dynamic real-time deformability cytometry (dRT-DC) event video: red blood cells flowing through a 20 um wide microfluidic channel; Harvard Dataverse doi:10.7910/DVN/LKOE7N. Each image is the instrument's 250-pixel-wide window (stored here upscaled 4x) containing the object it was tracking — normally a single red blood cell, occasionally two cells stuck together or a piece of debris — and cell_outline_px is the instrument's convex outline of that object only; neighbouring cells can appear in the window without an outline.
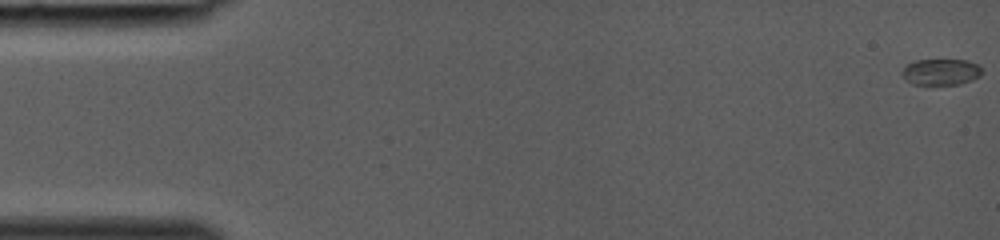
{"species": "common noctule bat (a hibernating species)", "species_latin": "Nyctalus noctula", "temperature_condition": "room temperature", "stored_images_in_passage": 40, "camera_frame_rate_fps": 3000, "um_per_image_px": 0.085, "animal": {"sex": "female", "body_mass_g": 19.0, "forearm_length_mm": 53.3}, "frame": {"image": 1, "passage_image": 1, "time_ms": 0.0, "image_size_px": [1000, 240], "cell_outline_px": [[980, 76], [972, 80], [960, 84], [928, 88], [912, 84], [904, 80], [900, 72], [908, 64], [916, 60], [968, 60], [980, 64]], "centroid_in_image_um": [79.93, 6.17], "position_along_channel_um": 5.1, "area_um2": 12.95}}
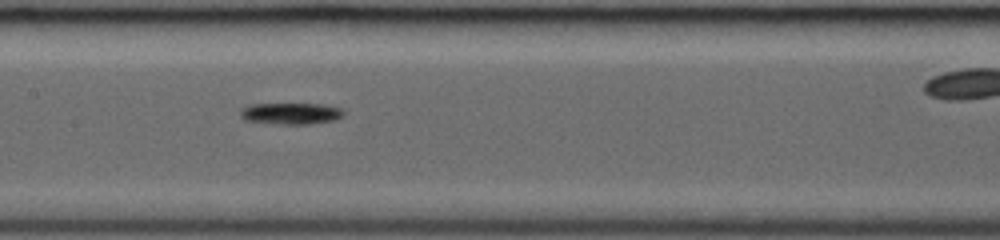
{"frame": {"image": 2, "passage_image": 21, "time_ms": 6.667, "image_size_px": [1000, 240], "cell_outline_px": [[344, 116], [336, 120], [308, 124], [280, 124], [244, 120], [240, 116], [240, 108], [252, 104], [324, 104], [340, 108], [344, 112]], "centroid_in_image_um": [24.73, 9.64], "position_along_channel_um": 182.7, "area_um2": 13.01}}
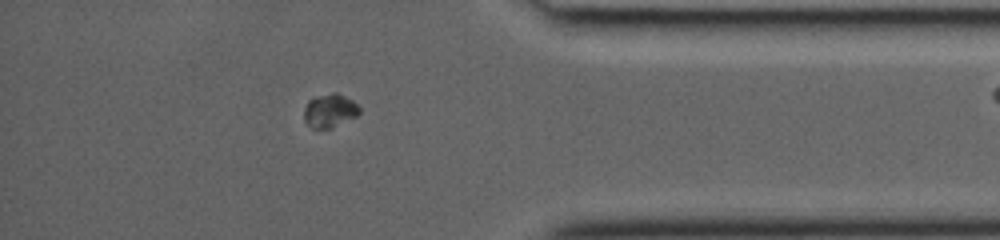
{"frame": {"image": 3, "passage_image": 35, "time_ms": 11.333, "image_size_px": [1000, 240], "cell_outline_px": [[360, 112], [356, 116], [332, 128], [312, 128], [304, 120], [304, 108], [308, 100], [316, 96], [332, 92], [336, 92], [352, 100], [360, 108]], "centroid_in_image_um": [28.01, 9.4], "position_along_channel_um": 407.2, "area_um2": 10.81}}